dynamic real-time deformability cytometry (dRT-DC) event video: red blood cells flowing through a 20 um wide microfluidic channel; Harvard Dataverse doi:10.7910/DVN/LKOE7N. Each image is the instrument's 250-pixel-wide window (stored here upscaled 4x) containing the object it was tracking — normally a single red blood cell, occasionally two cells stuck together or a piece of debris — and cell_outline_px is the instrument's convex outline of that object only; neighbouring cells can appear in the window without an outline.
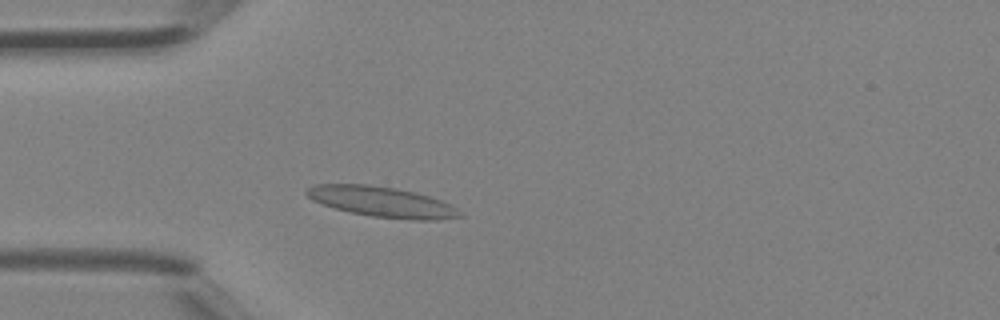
{"species": "Egyptian fruit bat (a non-hibernating species)", "species_latin": "Rousettus aegyptiacus", "temperature_condition": "room temperature", "stored_images_in_passage": 41, "camera_frame_rate_fps": 3000, "um_per_image_px": 0.085, "animal": {"sex": "female"}, "frame": {"image": 1, "passage_image": 9, "time_ms": 2.667, "image_size_px": [1000, 320], "cell_outline_px": [[464, 216], [436, 220], [412, 220], [372, 216], [348, 212], [312, 200], [304, 192], [312, 184], [368, 184], [396, 188], [416, 192], [440, 200], [456, 208]], "centroid_in_image_um": [32.45, 17.15], "position_along_channel_um": 52.6, "area_um2": 27.05}}
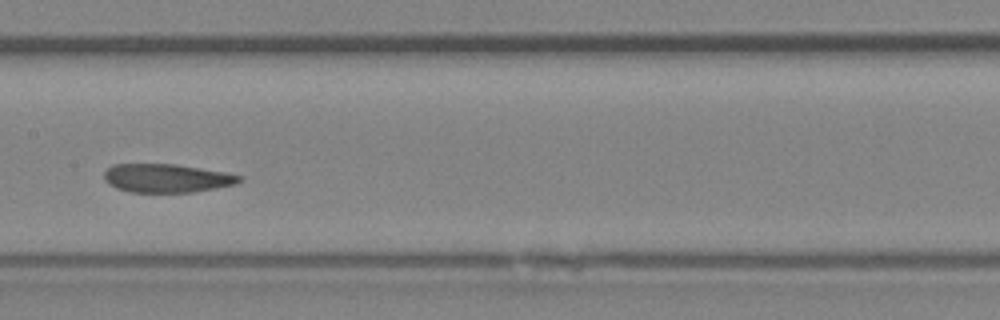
{"frame": {"image": 2, "passage_image": 19, "time_ms": 6.0, "image_size_px": [1000, 320], "cell_outline_px": [[244, 180], [236, 184], [192, 192], [132, 192], [116, 188], [108, 184], [104, 180], [104, 172], [112, 164], [176, 164], [224, 172], [244, 176]], "centroid_in_image_um": [14.17, 15.14], "position_along_channel_um": 193.2, "area_um2": 22.54}}
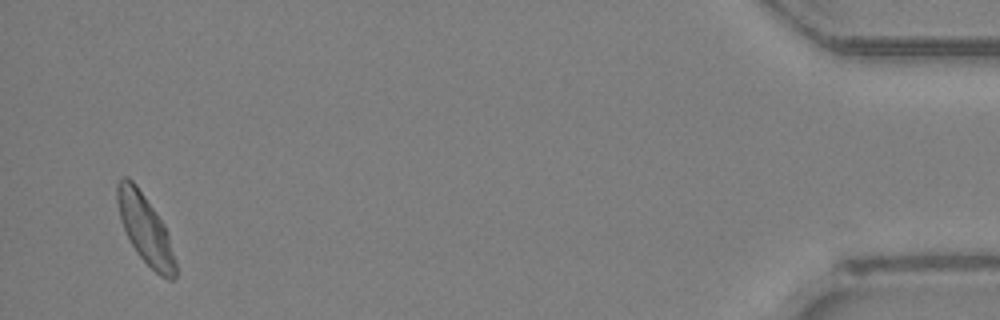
{"frame": {"image": 3, "passage_image": 40, "time_ms": 13.0, "image_size_px": [1000, 320], "cell_outline_px": [[176, 280], [168, 280], [160, 276], [136, 252], [124, 228], [120, 216], [116, 200], [116, 184], [124, 176], [128, 176], [136, 184], [164, 224], [168, 232], [176, 264]], "centroid_in_image_um": [12.36, 19.47], "position_along_channel_um": 422.8, "area_um2": 23.18}, "authors_computed_cell_mechanics": {"area_um2": 23.1778, "velocity_mm_per_s": 4.4798, "shape_relaxation_time_tau1_ms": 11.2804, "shape_relaxation_time_tau2_ms": 0.724, "deformation_change_tau1": 0.302, "deformation_change_tau2": 0.0675}}